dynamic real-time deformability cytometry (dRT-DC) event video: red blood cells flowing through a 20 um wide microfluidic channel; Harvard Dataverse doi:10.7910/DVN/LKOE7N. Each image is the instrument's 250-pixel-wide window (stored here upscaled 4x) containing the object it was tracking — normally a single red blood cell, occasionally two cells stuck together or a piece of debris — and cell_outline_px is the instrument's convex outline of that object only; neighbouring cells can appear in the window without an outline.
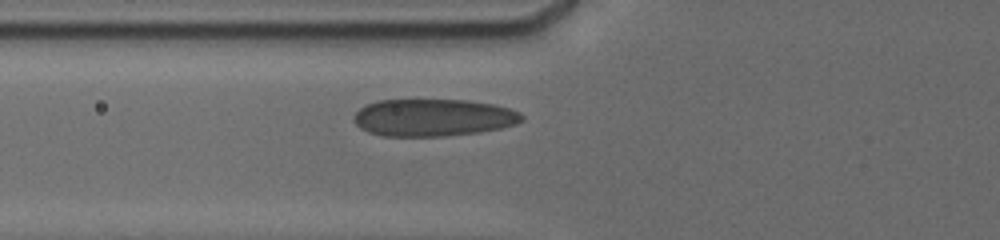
{"species": "human", "species_latin": "Homo sapiens", "temperature_condition": "cold", "stored_images_in_passage": 4, "camera_frame_rate_fps": 3000, "um_per_image_px": 0.085, "donor": {"sex": "male"}, "frame": {"image": 1, "passage_image": 4, "time_ms": 3.0, "image_size_px": [1000, 240], "cell_outline_px": [[524, 120], [516, 124], [500, 128], [480, 132], [444, 136], [384, 136], [368, 132], [360, 128], [356, 124], [352, 116], [364, 104], [380, 100], [468, 100], [496, 104], [520, 112], [524, 116]], "centroid_in_image_um": [36.83, 9.99], "position_along_channel_um": 89.0, "area_um2": 36.76}}